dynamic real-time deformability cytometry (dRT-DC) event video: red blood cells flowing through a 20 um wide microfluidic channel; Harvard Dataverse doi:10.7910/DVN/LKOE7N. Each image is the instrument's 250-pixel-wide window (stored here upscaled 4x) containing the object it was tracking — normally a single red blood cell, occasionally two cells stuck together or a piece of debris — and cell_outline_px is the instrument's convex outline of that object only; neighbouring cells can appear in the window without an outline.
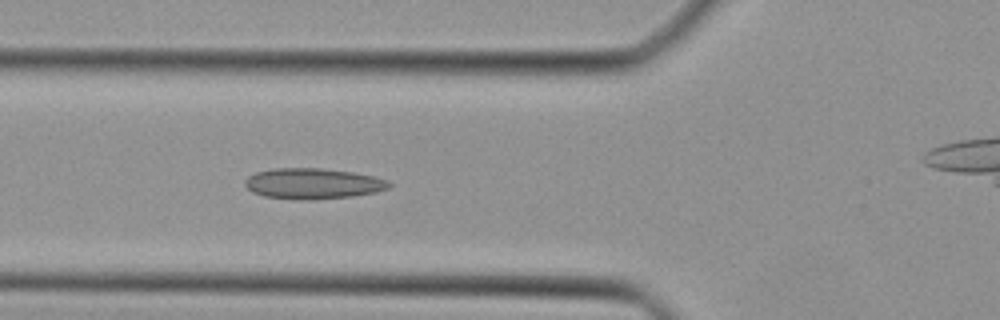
{"species": "Egyptian fruit bat (a non-hibernating species)", "species_latin": "Rousettus aegyptiacus", "temperature_condition": "cold", "stored_images_in_passage": 40, "camera_frame_rate_fps": 3000, "um_per_image_px": 0.085, "animal": {"sex": "female"}, "frame": {"image": 1, "passage_image": 17, "time_ms": 5.333, "image_size_px": [1000, 320], "cell_outline_px": [[392, 184], [388, 188], [376, 192], [352, 196], [304, 200], [300, 200], [264, 196], [252, 192], [244, 184], [244, 180], [248, 176], [256, 172], [272, 168], [320, 168], [352, 172], [372, 176], [388, 180]], "centroid_in_image_um": [26.57, 15.6], "position_along_channel_um": 99.2, "area_um2": 25.72}}
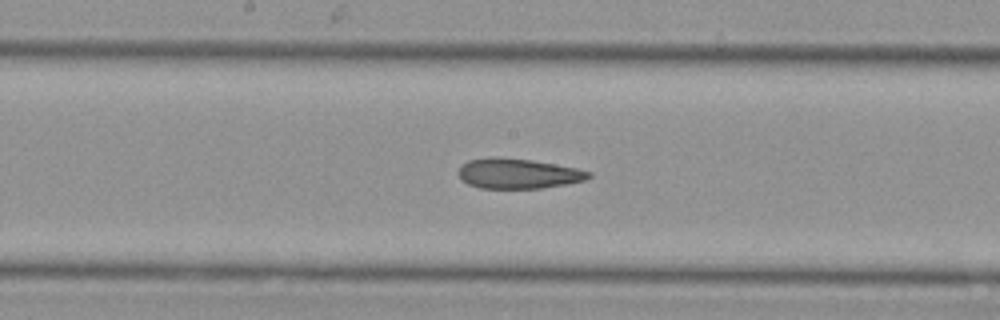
{"frame": {"image": 2, "passage_image": 24, "time_ms": 7.667, "image_size_px": [1000, 320], "cell_outline_px": [[592, 176], [584, 180], [564, 184], [540, 188], [480, 188], [468, 184], [460, 180], [456, 172], [468, 160], [532, 160], [576, 168], [592, 172]], "centroid_in_image_um": [44.06, 14.8], "position_along_channel_um": 204.1, "area_um2": 21.91}}
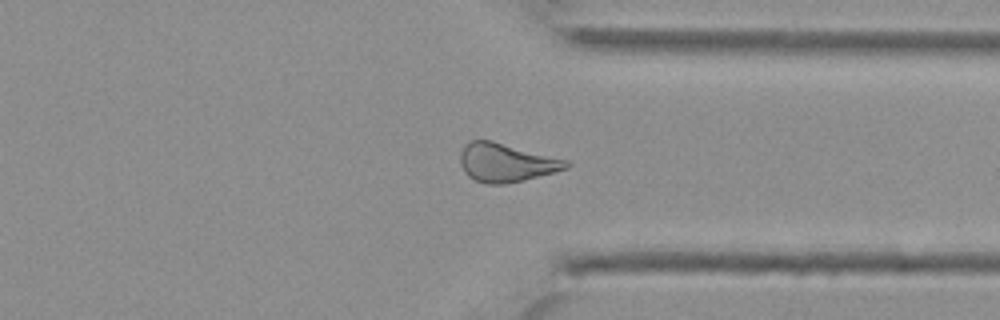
{"frame": {"image": 3, "passage_image": 35, "time_ms": 11.333, "image_size_px": [1000, 320], "cell_outline_px": [[572, 164], [568, 168], [556, 172], [504, 184], [488, 184], [476, 180], [468, 176], [464, 172], [460, 164], [460, 152], [464, 144], [472, 140], [492, 140], [568, 160]], "centroid_in_image_um": [43.02, 13.81], "position_along_channel_um": 368.4, "area_um2": 23.87}}